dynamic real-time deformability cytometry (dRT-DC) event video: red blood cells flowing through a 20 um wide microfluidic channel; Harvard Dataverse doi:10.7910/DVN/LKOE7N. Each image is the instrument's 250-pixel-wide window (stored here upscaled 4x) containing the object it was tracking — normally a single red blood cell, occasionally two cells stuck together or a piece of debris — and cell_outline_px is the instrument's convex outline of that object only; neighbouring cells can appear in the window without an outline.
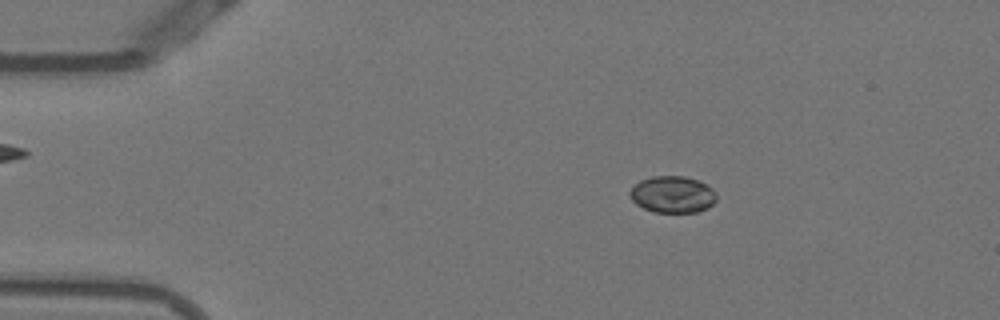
{"species": "Egyptian fruit bat (a non-hibernating species)", "species_latin": "Rousettus aegyptiacus", "temperature_condition": "warm", "stored_images_in_passage": 53, "camera_frame_rate_fps": 3000, "um_per_image_px": 0.085, "animal": {"sex": "female"}, "frame": {"image": 1, "passage_image": 9, "time_ms": 2.667, "image_size_px": [1000, 320], "cell_outline_px": [[716, 200], [708, 208], [696, 212], [652, 212], [636, 204], [632, 200], [628, 192], [640, 180], [652, 176], [684, 176], [696, 180], [712, 188], [716, 192]], "centroid_in_image_um": [57.16, 16.53], "position_along_channel_um": 27.8, "area_um2": 18.5}}
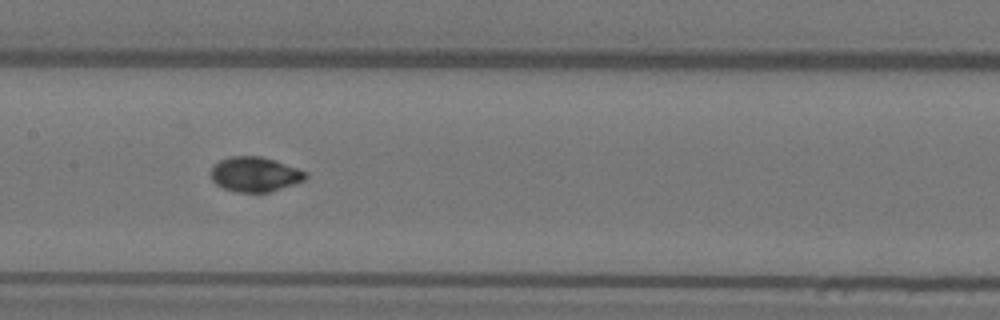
{"frame": {"image": 2, "passage_image": 26, "time_ms": 8.333, "image_size_px": [1000, 320], "cell_outline_px": [[308, 176], [304, 180], [296, 184], [268, 192], [236, 192], [224, 188], [216, 184], [212, 180], [212, 168], [220, 160], [232, 156], [260, 156], [308, 172]], "centroid_in_image_um": [21.69, 14.83], "position_along_channel_um": 185.7, "area_um2": 18.96}}
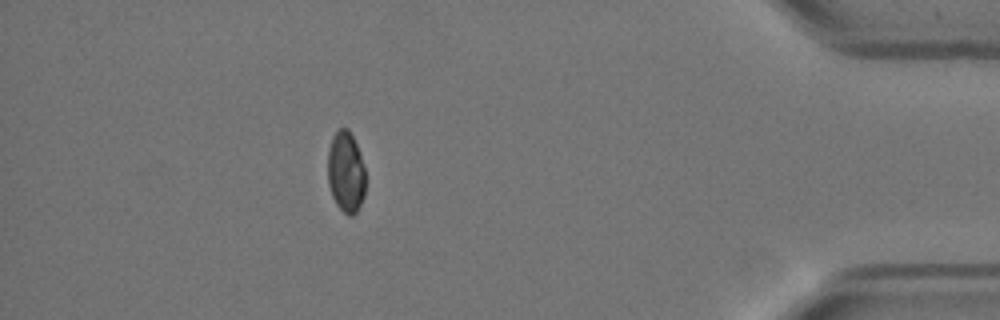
{"frame": {"image": 3, "passage_image": 47, "time_ms": 15.333, "image_size_px": [1000, 320], "cell_outline_px": [[364, 196], [356, 212], [352, 216], [348, 216], [336, 204], [332, 196], [328, 184], [328, 152], [332, 136], [340, 128], [348, 128], [360, 152], [364, 168]], "centroid_in_image_um": [29.39, 14.62], "position_along_channel_um": 405.8, "area_um2": 17.74}, "authors_computed_cell_mechanics": {"area_um2": 19.0162, "velocity_mm_per_s": 3.8386, "shape_relaxation_time_tau1_ms": 6.9386, "shape_relaxation_time_tau2_ms": null, "deformation_change_tau1": 0.1532, "deformation_change_tau2": null}}